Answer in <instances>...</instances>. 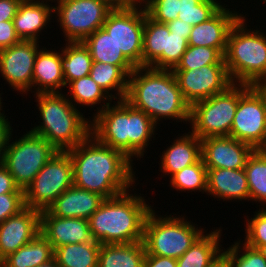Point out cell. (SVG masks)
I'll return each mask as SVG.
<instances>
[{
  "mask_svg": "<svg viewBox=\"0 0 266 267\" xmlns=\"http://www.w3.org/2000/svg\"><path fill=\"white\" fill-rule=\"evenodd\" d=\"M67 152L73 164V185L78 188L106 199L129 191L135 183L132 160L91 134Z\"/></svg>",
  "mask_w": 266,
  "mask_h": 267,
  "instance_id": "obj_1",
  "label": "cell"
},
{
  "mask_svg": "<svg viewBox=\"0 0 266 267\" xmlns=\"http://www.w3.org/2000/svg\"><path fill=\"white\" fill-rule=\"evenodd\" d=\"M103 103L106 104L101 105L91 121L90 134L132 161L134 156H144L157 124L125 99L118 100L113 106L110 102Z\"/></svg>",
  "mask_w": 266,
  "mask_h": 267,
  "instance_id": "obj_2",
  "label": "cell"
},
{
  "mask_svg": "<svg viewBox=\"0 0 266 267\" xmlns=\"http://www.w3.org/2000/svg\"><path fill=\"white\" fill-rule=\"evenodd\" d=\"M125 100L156 124L163 118L190 121L191 106L184 99L172 70L136 67L129 75Z\"/></svg>",
  "mask_w": 266,
  "mask_h": 267,
  "instance_id": "obj_3",
  "label": "cell"
},
{
  "mask_svg": "<svg viewBox=\"0 0 266 267\" xmlns=\"http://www.w3.org/2000/svg\"><path fill=\"white\" fill-rule=\"evenodd\" d=\"M121 194L106 198L89 217L92 237L100 244L135 243L143 240L144 224L153 209L140 195Z\"/></svg>",
  "mask_w": 266,
  "mask_h": 267,
  "instance_id": "obj_4",
  "label": "cell"
},
{
  "mask_svg": "<svg viewBox=\"0 0 266 267\" xmlns=\"http://www.w3.org/2000/svg\"><path fill=\"white\" fill-rule=\"evenodd\" d=\"M34 95L42 122L30 131L46 139L58 151H68L90 135L91 120L84 118L67 95L61 91Z\"/></svg>",
  "mask_w": 266,
  "mask_h": 267,
  "instance_id": "obj_5",
  "label": "cell"
},
{
  "mask_svg": "<svg viewBox=\"0 0 266 267\" xmlns=\"http://www.w3.org/2000/svg\"><path fill=\"white\" fill-rule=\"evenodd\" d=\"M245 20L242 15L232 26L224 62L233 83L260 86L266 80V35L247 29Z\"/></svg>",
  "mask_w": 266,
  "mask_h": 267,
  "instance_id": "obj_6",
  "label": "cell"
},
{
  "mask_svg": "<svg viewBox=\"0 0 266 267\" xmlns=\"http://www.w3.org/2000/svg\"><path fill=\"white\" fill-rule=\"evenodd\" d=\"M203 233L184 216L161 217L152 209L145 220L142 242L146 254L178 259Z\"/></svg>",
  "mask_w": 266,
  "mask_h": 267,
  "instance_id": "obj_7",
  "label": "cell"
},
{
  "mask_svg": "<svg viewBox=\"0 0 266 267\" xmlns=\"http://www.w3.org/2000/svg\"><path fill=\"white\" fill-rule=\"evenodd\" d=\"M250 86L233 83L224 92L193 104L189 121L192 133L200 140L229 136L239 98Z\"/></svg>",
  "mask_w": 266,
  "mask_h": 267,
  "instance_id": "obj_8",
  "label": "cell"
},
{
  "mask_svg": "<svg viewBox=\"0 0 266 267\" xmlns=\"http://www.w3.org/2000/svg\"><path fill=\"white\" fill-rule=\"evenodd\" d=\"M11 138L12 133L2 164L13 176L19 189L24 191L58 150L32 131H28L18 140L9 143Z\"/></svg>",
  "mask_w": 266,
  "mask_h": 267,
  "instance_id": "obj_9",
  "label": "cell"
},
{
  "mask_svg": "<svg viewBox=\"0 0 266 267\" xmlns=\"http://www.w3.org/2000/svg\"><path fill=\"white\" fill-rule=\"evenodd\" d=\"M73 186V164L67 151H57L24 190L27 208L47 210L65 190Z\"/></svg>",
  "mask_w": 266,
  "mask_h": 267,
  "instance_id": "obj_10",
  "label": "cell"
},
{
  "mask_svg": "<svg viewBox=\"0 0 266 267\" xmlns=\"http://www.w3.org/2000/svg\"><path fill=\"white\" fill-rule=\"evenodd\" d=\"M140 6L141 1H133L126 7L113 8L102 26L135 67H142L146 9Z\"/></svg>",
  "mask_w": 266,
  "mask_h": 267,
  "instance_id": "obj_11",
  "label": "cell"
},
{
  "mask_svg": "<svg viewBox=\"0 0 266 267\" xmlns=\"http://www.w3.org/2000/svg\"><path fill=\"white\" fill-rule=\"evenodd\" d=\"M55 1V0H54ZM53 13L67 42H83L101 28L113 9L102 0H56Z\"/></svg>",
  "mask_w": 266,
  "mask_h": 267,
  "instance_id": "obj_12",
  "label": "cell"
},
{
  "mask_svg": "<svg viewBox=\"0 0 266 267\" xmlns=\"http://www.w3.org/2000/svg\"><path fill=\"white\" fill-rule=\"evenodd\" d=\"M230 137L256 149H266V92L250 86L239 98Z\"/></svg>",
  "mask_w": 266,
  "mask_h": 267,
  "instance_id": "obj_13",
  "label": "cell"
},
{
  "mask_svg": "<svg viewBox=\"0 0 266 267\" xmlns=\"http://www.w3.org/2000/svg\"><path fill=\"white\" fill-rule=\"evenodd\" d=\"M172 72L184 99L190 106L224 92L233 84L225 64H210L200 69Z\"/></svg>",
  "mask_w": 266,
  "mask_h": 267,
  "instance_id": "obj_14",
  "label": "cell"
},
{
  "mask_svg": "<svg viewBox=\"0 0 266 267\" xmlns=\"http://www.w3.org/2000/svg\"><path fill=\"white\" fill-rule=\"evenodd\" d=\"M37 43L39 41L20 40L0 50V74L9 86L22 94L32 89L33 67L40 48Z\"/></svg>",
  "mask_w": 266,
  "mask_h": 267,
  "instance_id": "obj_15",
  "label": "cell"
},
{
  "mask_svg": "<svg viewBox=\"0 0 266 267\" xmlns=\"http://www.w3.org/2000/svg\"><path fill=\"white\" fill-rule=\"evenodd\" d=\"M255 149L230 136L201 140V156L206 168L242 169Z\"/></svg>",
  "mask_w": 266,
  "mask_h": 267,
  "instance_id": "obj_16",
  "label": "cell"
},
{
  "mask_svg": "<svg viewBox=\"0 0 266 267\" xmlns=\"http://www.w3.org/2000/svg\"><path fill=\"white\" fill-rule=\"evenodd\" d=\"M40 233V211L25 207L0 224V257L6 258Z\"/></svg>",
  "mask_w": 266,
  "mask_h": 267,
  "instance_id": "obj_17",
  "label": "cell"
},
{
  "mask_svg": "<svg viewBox=\"0 0 266 267\" xmlns=\"http://www.w3.org/2000/svg\"><path fill=\"white\" fill-rule=\"evenodd\" d=\"M40 233L53 249L66 244L97 242L92 237L87 219L60 218L46 210L40 212Z\"/></svg>",
  "mask_w": 266,
  "mask_h": 267,
  "instance_id": "obj_18",
  "label": "cell"
},
{
  "mask_svg": "<svg viewBox=\"0 0 266 267\" xmlns=\"http://www.w3.org/2000/svg\"><path fill=\"white\" fill-rule=\"evenodd\" d=\"M222 7L209 20L192 26L188 46H204L216 48L223 56L227 47L229 32L242 16L235 11Z\"/></svg>",
  "mask_w": 266,
  "mask_h": 267,
  "instance_id": "obj_19",
  "label": "cell"
},
{
  "mask_svg": "<svg viewBox=\"0 0 266 267\" xmlns=\"http://www.w3.org/2000/svg\"><path fill=\"white\" fill-rule=\"evenodd\" d=\"M104 199L98 193L73 185L55 199L46 211L50 215L60 218H83L88 220Z\"/></svg>",
  "mask_w": 266,
  "mask_h": 267,
  "instance_id": "obj_20",
  "label": "cell"
},
{
  "mask_svg": "<svg viewBox=\"0 0 266 267\" xmlns=\"http://www.w3.org/2000/svg\"><path fill=\"white\" fill-rule=\"evenodd\" d=\"M224 200H250L248 181L244 168H207V191Z\"/></svg>",
  "mask_w": 266,
  "mask_h": 267,
  "instance_id": "obj_21",
  "label": "cell"
},
{
  "mask_svg": "<svg viewBox=\"0 0 266 267\" xmlns=\"http://www.w3.org/2000/svg\"><path fill=\"white\" fill-rule=\"evenodd\" d=\"M47 1L53 2V0L21 1L13 19L15 32L20 40H39L38 33L40 34L46 27L51 20L50 16L53 15L54 6L50 7Z\"/></svg>",
  "mask_w": 266,
  "mask_h": 267,
  "instance_id": "obj_22",
  "label": "cell"
},
{
  "mask_svg": "<svg viewBox=\"0 0 266 267\" xmlns=\"http://www.w3.org/2000/svg\"><path fill=\"white\" fill-rule=\"evenodd\" d=\"M37 89H36V87ZM32 87L37 93H59L66 87L61 66V52L41 48L36 54L33 67ZM59 89V90H58Z\"/></svg>",
  "mask_w": 266,
  "mask_h": 267,
  "instance_id": "obj_23",
  "label": "cell"
},
{
  "mask_svg": "<svg viewBox=\"0 0 266 267\" xmlns=\"http://www.w3.org/2000/svg\"><path fill=\"white\" fill-rule=\"evenodd\" d=\"M162 153L161 172L172 176L202 158L201 140L190 131L174 140L173 144Z\"/></svg>",
  "mask_w": 266,
  "mask_h": 267,
  "instance_id": "obj_24",
  "label": "cell"
},
{
  "mask_svg": "<svg viewBox=\"0 0 266 267\" xmlns=\"http://www.w3.org/2000/svg\"><path fill=\"white\" fill-rule=\"evenodd\" d=\"M135 68V66H117L109 63L93 62L89 76L113 98V100H123L126 98L128 91L129 75ZM113 90L117 91L114 96L111 92Z\"/></svg>",
  "mask_w": 266,
  "mask_h": 267,
  "instance_id": "obj_25",
  "label": "cell"
},
{
  "mask_svg": "<svg viewBox=\"0 0 266 267\" xmlns=\"http://www.w3.org/2000/svg\"><path fill=\"white\" fill-rule=\"evenodd\" d=\"M146 252L142 241L101 244L98 267H142Z\"/></svg>",
  "mask_w": 266,
  "mask_h": 267,
  "instance_id": "obj_26",
  "label": "cell"
},
{
  "mask_svg": "<svg viewBox=\"0 0 266 267\" xmlns=\"http://www.w3.org/2000/svg\"><path fill=\"white\" fill-rule=\"evenodd\" d=\"M163 51H166V24L153 20L145 12L142 67L163 69Z\"/></svg>",
  "mask_w": 266,
  "mask_h": 267,
  "instance_id": "obj_27",
  "label": "cell"
},
{
  "mask_svg": "<svg viewBox=\"0 0 266 267\" xmlns=\"http://www.w3.org/2000/svg\"><path fill=\"white\" fill-rule=\"evenodd\" d=\"M54 259L51 243L39 233L33 240L3 259V267H36Z\"/></svg>",
  "mask_w": 266,
  "mask_h": 267,
  "instance_id": "obj_28",
  "label": "cell"
},
{
  "mask_svg": "<svg viewBox=\"0 0 266 267\" xmlns=\"http://www.w3.org/2000/svg\"><path fill=\"white\" fill-rule=\"evenodd\" d=\"M221 229H216L208 234L204 233L195 243L177 259V267H206L216 259L223 251L219 240Z\"/></svg>",
  "mask_w": 266,
  "mask_h": 267,
  "instance_id": "obj_29",
  "label": "cell"
},
{
  "mask_svg": "<svg viewBox=\"0 0 266 267\" xmlns=\"http://www.w3.org/2000/svg\"><path fill=\"white\" fill-rule=\"evenodd\" d=\"M65 46L61 50V66L67 87L71 81L89 75L93 59L83 42H67Z\"/></svg>",
  "mask_w": 266,
  "mask_h": 267,
  "instance_id": "obj_30",
  "label": "cell"
},
{
  "mask_svg": "<svg viewBox=\"0 0 266 267\" xmlns=\"http://www.w3.org/2000/svg\"><path fill=\"white\" fill-rule=\"evenodd\" d=\"M83 44L89 49L93 62L109 63L117 66H134L117 47L108 32L103 28L97 29L88 36Z\"/></svg>",
  "mask_w": 266,
  "mask_h": 267,
  "instance_id": "obj_31",
  "label": "cell"
},
{
  "mask_svg": "<svg viewBox=\"0 0 266 267\" xmlns=\"http://www.w3.org/2000/svg\"><path fill=\"white\" fill-rule=\"evenodd\" d=\"M99 242L66 244L54 249L59 267H98Z\"/></svg>",
  "mask_w": 266,
  "mask_h": 267,
  "instance_id": "obj_32",
  "label": "cell"
},
{
  "mask_svg": "<svg viewBox=\"0 0 266 267\" xmlns=\"http://www.w3.org/2000/svg\"><path fill=\"white\" fill-rule=\"evenodd\" d=\"M250 200L266 204V149H256L244 167Z\"/></svg>",
  "mask_w": 266,
  "mask_h": 267,
  "instance_id": "obj_33",
  "label": "cell"
},
{
  "mask_svg": "<svg viewBox=\"0 0 266 267\" xmlns=\"http://www.w3.org/2000/svg\"><path fill=\"white\" fill-rule=\"evenodd\" d=\"M68 85L70 86L69 96L70 99L72 98L69 101L76 107V104L92 107L102 100L111 102L113 100L89 75L73 80Z\"/></svg>",
  "mask_w": 266,
  "mask_h": 267,
  "instance_id": "obj_34",
  "label": "cell"
},
{
  "mask_svg": "<svg viewBox=\"0 0 266 267\" xmlns=\"http://www.w3.org/2000/svg\"><path fill=\"white\" fill-rule=\"evenodd\" d=\"M170 177L171 187L179 191H207V168L202 158Z\"/></svg>",
  "mask_w": 266,
  "mask_h": 267,
  "instance_id": "obj_35",
  "label": "cell"
},
{
  "mask_svg": "<svg viewBox=\"0 0 266 267\" xmlns=\"http://www.w3.org/2000/svg\"><path fill=\"white\" fill-rule=\"evenodd\" d=\"M222 7L216 0H179L178 19L195 26L209 20Z\"/></svg>",
  "mask_w": 266,
  "mask_h": 267,
  "instance_id": "obj_36",
  "label": "cell"
},
{
  "mask_svg": "<svg viewBox=\"0 0 266 267\" xmlns=\"http://www.w3.org/2000/svg\"><path fill=\"white\" fill-rule=\"evenodd\" d=\"M210 64H225L224 56L216 48L188 46L181 61L172 70H194Z\"/></svg>",
  "mask_w": 266,
  "mask_h": 267,
  "instance_id": "obj_37",
  "label": "cell"
},
{
  "mask_svg": "<svg viewBox=\"0 0 266 267\" xmlns=\"http://www.w3.org/2000/svg\"><path fill=\"white\" fill-rule=\"evenodd\" d=\"M234 243L227 250H223L228 257L229 267H266V259L258 249L251 248L245 243L240 246V240Z\"/></svg>",
  "mask_w": 266,
  "mask_h": 267,
  "instance_id": "obj_38",
  "label": "cell"
},
{
  "mask_svg": "<svg viewBox=\"0 0 266 267\" xmlns=\"http://www.w3.org/2000/svg\"><path fill=\"white\" fill-rule=\"evenodd\" d=\"M187 48L188 37L171 33L166 24V51H163V69H174Z\"/></svg>",
  "mask_w": 266,
  "mask_h": 267,
  "instance_id": "obj_39",
  "label": "cell"
},
{
  "mask_svg": "<svg viewBox=\"0 0 266 267\" xmlns=\"http://www.w3.org/2000/svg\"><path fill=\"white\" fill-rule=\"evenodd\" d=\"M147 14L155 21L167 24L178 19L179 0H141Z\"/></svg>",
  "mask_w": 266,
  "mask_h": 267,
  "instance_id": "obj_40",
  "label": "cell"
},
{
  "mask_svg": "<svg viewBox=\"0 0 266 267\" xmlns=\"http://www.w3.org/2000/svg\"><path fill=\"white\" fill-rule=\"evenodd\" d=\"M253 218L247 219L245 229V244L251 248L258 249L266 244V209H259Z\"/></svg>",
  "mask_w": 266,
  "mask_h": 267,
  "instance_id": "obj_41",
  "label": "cell"
},
{
  "mask_svg": "<svg viewBox=\"0 0 266 267\" xmlns=\"http://www.w3.org/2000/svg\"><path fill=\"white\" fill-rule=\"evenodd\" d=\"M25 208L24 193H5L0 195V224L17 215Z\"/></svg>",
  "mask_w": 266,
  "mask_h": 267,
  "instance_id": "obj_42",
  "label": "cell"
},
{
  "mask_svg": "<svg viewBox=\"0 0 266 267\" xmlns=\"http://www.w3.org/2000/svg\"><path fill=\"white\" fill-rule=\"evenodd\" d=\"M20 41L15 32L13 20L0 22V50L11 47Z\"/></svg>",
  "mask_w": 266,
  "mask_h": 267,
  "instance_id": "obj_43",
  "label": "cell"
},
{
  "mask_svg": "<svg viewBox=\"0 0 266 267\" xmlns=\"http://www.w3.org/2000/svg\"><path fill=\"white\" fill-rule=\"evenodd\" d=\"M5 193H24L23 190L15 184L13 176L7 168L0 163V195Z\"/></svg>",
  "mask_w": 266,
  "mask_h": 267,
  "instance_id": "obj_44",
  "label": "cell"
},
{
  "mask_svg": "<svg viewBox=\"0 0 266 267\" xmlns=\"http://www.w3.org/2000/svg\"><path fill=\"white\" fill-rule=\"evenodd\" d=\"M5 118L6 116L2 112V114L0 115V163H2L8 140L13 131L8 118Z\"/></svg>",
  "mask_w": 266,
  "mask_h": 267,
  "instance_id": "obj_45",
  "label": "cell"
},
{
  "mask_svg": "<svg viewBox=\"0 0 266 267\" xmlns=\"http://www.w3.org/2000/svg\"><path fill=\"white\" fill-rule=\"evenodd\" d=\"M142 267H177V259L146 254Z\"/></svg>",
  "mask_w": 266,
  "mask_h": 267,
  "instance_id": "obj_46",
  "label": "cell"
},
{
  "mask_svg": "<svg viewBox=\"0 0 266 267\" xmlns=\"http://www.w3.org/2000/svg\"><path fill=\"white\" fill-rule=\"evenodd\" d=\"M22 0H0V22L13 20Z\"/></svg>",
  "mask_w": 266,
  "mask_h": 267,
  "instance_id": "obj_47",
  "label": "cell"
},
{
  "mask_svg": "<svg viewBox=\"0 0 266 267\" xmlns=\"http://www.w3.org/2000/svg\"><path fill=\"white\" fill-rule=\"evenodd\" d=\"M167 26L171 33L178 35H186L188 38L192 29V25L180 19H175L173 21L168 22Z\"/></svg>",
  "mask_w": 266,
  "mask_h": 267,
  "instance_id": "obj_48",
  "label": "cell"
},
{
  "mask_svg": "<svg viewBox=\"0 0 266 267\" xmlns=\"http://www.w3.org/2000/svg\"><path fill=\"white\" fill-rule=\"evenodd\" d=\"M206 267H229L228 257L222 252L216 259H214Z\"/></svg>",
  "mask_w": 266,
  "mask_h": 267,
  "instance_id": "obj_49",
  "label": "cell"
},
{
  "mask_svg": "<svg viewBox=\"0 0 266 267\" xmlns=\"http://www.w3.org/2000/svg\"><path fill=\"white\" fill-rule=\"evenodd\" d=\"M110 5L112 8H122L130 5L133 0H102Z\"/></svg>",
  "mask_w": 266,
  "mask_h": 267,
  "instance_id": "obj_50",
  "label": "cell"
},
{
  "mask_svg": "<svg viewBox=\"0 0 266 267\" xmlns=\"http://www.w3.org/2000/svg\"><path fill=\"white\" fill-rule=\"evenodd\" d=\"M36 267H59L55 259H52L50 262L36 266Z\"/></svg>",
  "mask_w": 266,
  "mask_h": 267,
  "instance_id": "obj_51",
  "label": "cell"
},
{
  "mask_svg": "<svg viewBox=\"0 0 266 267\" xmlns=\"http://www.w3.org/2000/svg\"><path fill=\"white\" fill-rule=\"evenodd\" d=\"M258 250L262 254V256L266 259V244L261 245L258 248Z\"/></svg>",
  "mask_w": 266,
  "mask_h": 267,
  "instance_id": "obj_52",
  "label": "cell"
},
{
  "mask_svg": "<svg viewBox=\"0 0 266 267\" xmlns=\"http://www.w3.org/2000/svg\"><path fill=\"white\" fill-rule=\"evenodd\" d=\"M260 87L266 92V80L260 85Z\"/></svg>",
  "mask_w": 266,
  "mask_h": 267,
  "instance_id": "obj_53",
  "label": "cell"
},
{
  "mask_svg": "<svg viewBox=\"0 0 266 267\" xmlns=\"http://www.w3.org/2000/svg\"><path fill=\"white\" fill-rule=\"evenodd\" d=\"M1 101H2V100H1V94H0V111L2 110L1 108L3 107ZM1 114H2V113L0 112V115H1Z\"/></svg>",
  "mask_w": 266,
  "mask_h": 267,
  "instance_id": "obj_54",
  "label": "cell"
},
{
  "mask_svg": "<svg viewBox=\"0 0 266 267\" xmlns=\"http://www.w3.org/2000/svg\"><path fill=\"white\" fill-rule=\"evenodd\" d=\"M0 267H3V259L0 257Z\"/></svg>",
  "mask_w": 266,
  "mask_h": 267,
  "instance_id": "obj_55",
  "label": "cell"
}]
</instances>
